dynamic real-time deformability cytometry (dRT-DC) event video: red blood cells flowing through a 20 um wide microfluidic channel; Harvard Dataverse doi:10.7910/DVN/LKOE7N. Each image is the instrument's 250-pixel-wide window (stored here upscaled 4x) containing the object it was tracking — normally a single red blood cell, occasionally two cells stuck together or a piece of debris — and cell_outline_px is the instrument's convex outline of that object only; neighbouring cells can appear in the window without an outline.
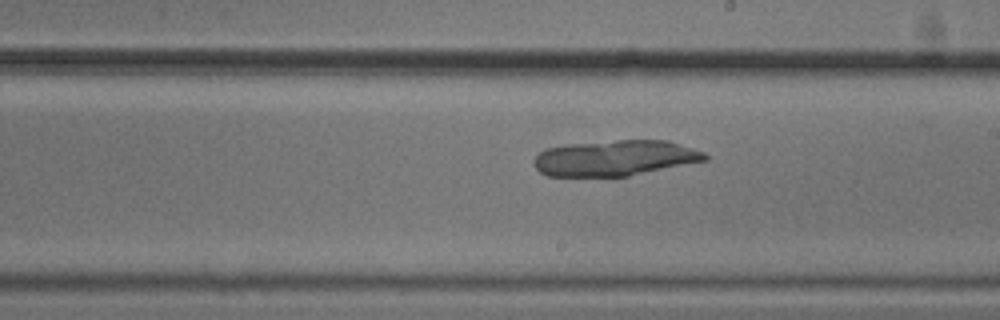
{"species": "common noctule bat (a hibernating species)", "species_latin": "Nyctalus noctula", "temperature_condition": "cold", "stored_images_in_passage": 21, "camera_frame_rate_fps": 3000, "um_per_image_px": 0.085, "animal": {"sex": "male", "body_mass_g": 20.5, "forearm_length_mm": 52.5}, "frame": {"image": 1, "passage_image": 18, "time_ms": 5.667, "image_size_px": [1000, 320], "cell_outline_px": [[708, 160], [628, 176], [548, 176], [540, 172], [536, 168], [532, 160], [540, 152], [548, 148], [564, 144], [616, 140], [668, 140], [704, 152], [708, 156]], "centroid_in_image_um": [52.27, 13.43], "position_along_channel_um": 236.7, "area_um2": 35.6}}